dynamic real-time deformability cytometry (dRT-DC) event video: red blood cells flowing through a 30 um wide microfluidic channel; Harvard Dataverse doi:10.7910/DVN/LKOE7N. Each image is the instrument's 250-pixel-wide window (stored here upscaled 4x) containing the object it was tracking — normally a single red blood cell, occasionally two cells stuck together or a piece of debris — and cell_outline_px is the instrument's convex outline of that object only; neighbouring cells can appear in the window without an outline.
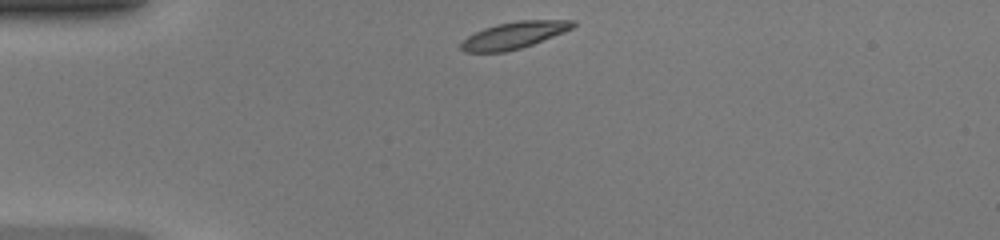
{"species": "common noctule bat (a hibernating species)", "species_latin": "Nyctalus noctula", "temperature_condition": "warm", "stored_images_in_passage": 37, "camera_frame_rate_fps": 3000, "um_per_image_px": 0.085, "animal": {"sex": "female", "body_mass_g": 20.0, "forearm_length_mm": 54.0}, "frame": {"image": 1, "passage_image": 1, "time_ms": 0.0, "image_size_px": [1000, 240], "cell_outline_px": [[576, 24], [572, 28], [564, 32], [532, 44], [520, 48], [504, 52], [464, 52], [460, 48], [460, 44], [468, 36], [484, 28], [496, 24], [516, 20], [576, 20]], "centroid_in_image_um": [43.69, 2.98], "position_along_channel_um": 41.3, "area_um2": 17.4}}
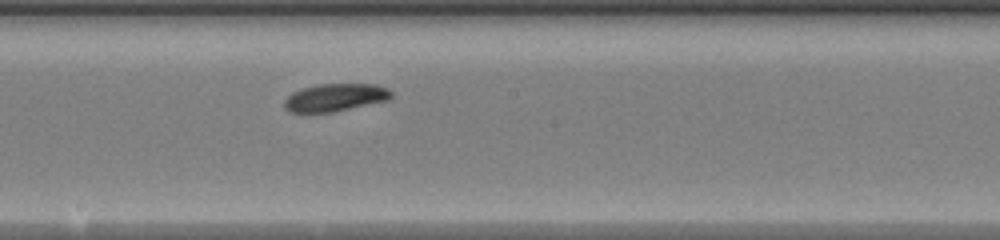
{"frame": {"image": 2, "passage_image": 16, "time_ms": 5.0, "image_size_px": [1000, 240], "cell_outline_px": [[392, 96], [388, 100], [332, 112], [304, 116], [288, 112], [284, 108], [284, 100], [292, 92], [300, 88], [316, 84], [376, 84], [388, 88], [392, 92]], "centroid_in_image_um": [28.39, 8.32], "position_along_channel_um": 219.8, "area_um2": 17.98}}
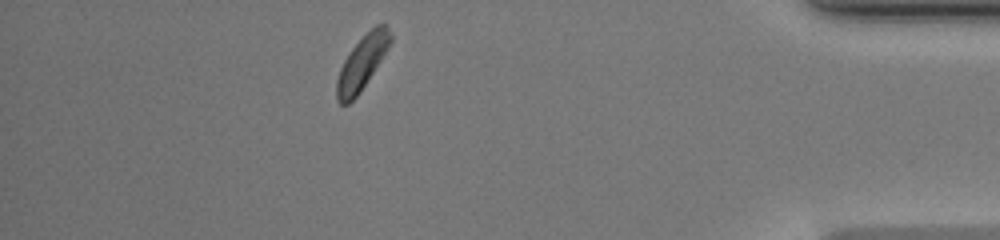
{"frame": {"image": 3, "passage_image": 32, "time_ms": 10.333, "image_size_px": [1000, 240], "cell_outline_px": [[392, 40], [388, 48], [360, 92], [348, 104], [340, 104], [336, 100], [336, 80], [340, 68], [344, 60], [352, 48], [376, 24], [384, 24], [388, 28], [392, 36]], "centroid_in_image_um": [30.75, 5.36], "position_along_channel_um": 404.4, "area_um2": 16.47}, "authors_computed_cell_mechanics": {"area_um2": 17.3978, "velocity_mm_per_s": 4.2638, "shape_relaxation_time_tau1_ms": 3.2594, "shape_relaxation_time_tau2_ms": null, "deformation_change_tau1": 0.1117, "deformation_change_tau2": null}}